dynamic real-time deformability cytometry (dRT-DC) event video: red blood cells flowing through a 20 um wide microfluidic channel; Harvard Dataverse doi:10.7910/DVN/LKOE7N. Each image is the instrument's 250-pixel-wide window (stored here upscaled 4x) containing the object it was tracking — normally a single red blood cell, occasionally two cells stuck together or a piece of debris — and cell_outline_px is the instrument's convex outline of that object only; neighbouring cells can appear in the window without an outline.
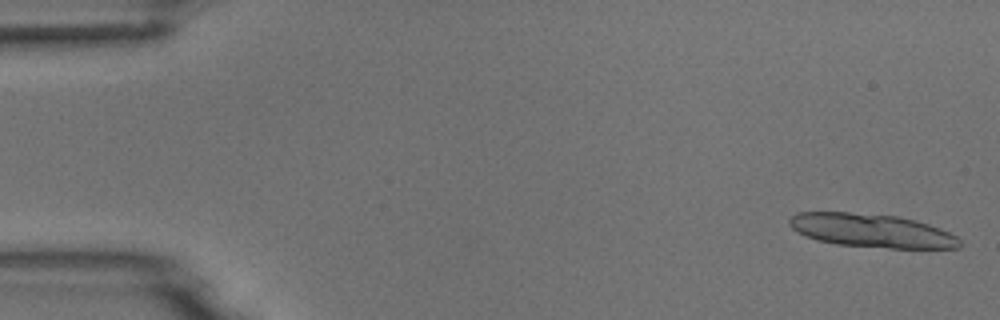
{"species": "common noctule bat (a hibernating species)", "species_latin": "Nyctalus noctula", "temperature_condition": "room temperature", "stored_images_in_passage": 14, "camera_frame_rate_fps": 3000, "um_per_image_px": 0.085, "animal": {"sex": "male", "body_mass_g": 18.8}, "frame": {"image": 1, "passage_image": 2, "time_ms": 0.333, "image_size_px": [1000, 320], "cell_outline_px": [[960, 248], [888, 248], [836, 244], [816, 240], [804, 236], [796, 232], [788, 224], [788, 220], [796, 212], [848, 212], [900, 216], [916, 220], [940, 228], [956, 236], [960, 240]], "centroid_in_image_um": [74.05, 19.6], "position_along_channel_um": 10.9, "area_um2": 33.47}}